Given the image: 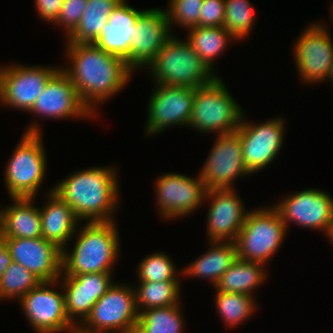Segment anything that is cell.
Here are the masks:
<instances>
[{
  "mask_svg": "<svg viewBox=\"0 0 333 333\" xmlns=\"http://www.w3.org/2000/svg\"><path fill=\"white\" fill-rule=\"evenodd\" d=\"M65 43L63 56L68 62L60 69L72 81L82 102L96 116L99 105L101 107L105 101L122 92L134 72L123 58L105 52L94 43Z\"/></svg>",
  "mask_w": 333,
  "mask_h": 333,
  "instance_id": "obj_1",
  "label": "cell"
},
{
  "mask_svg": "<svg viewBox=\"0 0 333 333\" xmlns=\"http://www.w3.org/2000/svg\"><path fill=\"white\" fill-rule=\"evenodd\" d=\"M114 166L95 165L74 171L58 180L53 191L72 208L81 222L115 221L121 199L119 171Z\"/></svg>",
  "mask_w": 333,
  "mask_h": 333,
  "instance_id": "obj_2",
  "label": "cell"
},
{
  "mask_svg": "<svg viewBox=\"0 0 333 333\" xmlns=\"http://www.w3.org/2000/svg\"><path fill=\"white\" fill-rule=\"evenodd\" d=\"M116 222H84L83 226L79 225L72 237L75 238L73 250L69 245L62 250L61 276L113 273L121 247Z\"/></svg>",
  "mask_w": 333,
  "mask_h": 333,
  "instance_id": "obj_3",
  "label": "cell"
},
{
  "mask_svg": "<svg viewBox=\"0 0 333 333\" xmlns=\"http://www.w3.org/2000/svg\"><path fill=\"white\" fill-rule=\"evenodd\" d=\"M5 167L9 198H37L47 174V156L40 124L29 123Z\"/></svg>",
  "mask_w": 333,
  "mask_h": 333,
  "instance_id": "obj_4",
  "label": "cell"
},
{
  "mask_svg": "<svg viewBox=\"0 0 333 333\" xmlns=\"http://www.w3.org/2000/svg\"><path fill=\"white\" fill-rule=\"evenodd\" d=\"M173 34L146 67L154 83L191 87L213 82L215 75L186 39Z\"/></svg>",
  "mask_w": 333,
  "mask_h": 333,
  "instance_id": "obj_5",
  "label": "cell"
},
{
  "mask_svg": "<svg viewBox=\"0 0 333 333\" xmlns=\"http://www.w3.org/2000/svg\"><path fill=\"white\" fill-rule=\"evenodd\" d=\"M245 112L219 76L195 88L189 126L201 133L226 134L237 131Z\"/></svg>",
  "mask_w": 333,
  "mask_h": 333,
  "instance_id": "obj_6",
  "label": "cell"
},
{
  "mask_svg": "<svg viewBox=\"0 0 333 333\" xmlns=\"http://www.w3.org/2000/svg\"><path fill=\"white\" fill-rule=\"evenodd\" d=\"M270 205L249 209L235 240L239 259L266 265L284 243L289 229Z\"/></svg>",
  "mask_w": 333,
  "mask_h": 333,
  "instance_id": "obj_7",
  "label": "cell"
},
{
  "mask_svg": "<svg viewBox=\"0 0 333 333\" xmlns=\"http://www.w3.org/2000/svg\"><path fill=\"white\" fill-rule=\"evenodd\" d=\"M132 286L115 281L79 328L86 333H135L139 314Z\"/></svg>",
  "mask_w": 333,
  "mask_h": 333,
  "instance_id": "obj_8",
  "label": "cell"
},
{
  "mask_svg": "<svg viewBox=\"0 0 333 333\" xmlns=\"http://www.w3.org/2000/svg\"><path fill=\"white\" fill-rule=\"evenodd\" d=\"M324 21L305 26L293 45L294 63L302 84L324 83L333 64V39Z\"/></svg>",
  "mask_w": 333,
  "mask_h": 333,
  "instance_id": "obj_9",
  "label": "cell"
},
{
  "mask_svg": "<svg viewBox=\"0 0 333 333\" xmlns=\"http://www.w3.org/2000/svg\"><path fill=\"white\" fill-rule=\"evenodd\" d=\"M284 120L282 116H276L258 124L247 120L244 114L237 131L240 134L243 161L251 175L271 165L280 155L287 130V122Z\"/></svg>",
  "mask_w": 333,
  "mask_h": 333,
  "instance_id": "obj_10",
  "label": "cell"
},
{
  "mask_svg": "<svg viewBox=\"0 0 333 333\" xmlns=\"http://www.w3.org/2000/svg\"><path fill=\"white\" fill-rule=\"evenodd\" d=\"M18 304L36 333H68L75 328L66 315L64 293L59 280L40 282L22 296Z\"/></svg>",
  "mask_w": 333,
  "mask_h": 333,
  "instance_id": "obj_11",
  "label": "cell"
},
{
  "mask_svg": "<svg viewBox=\"0 0 333 333\" xmlns=\"http://www.w3.org/2000/svg\"><path fill=\"white\" fill-rule=\"evenodd\" d=\"M155 204L160 218L172 220L194 214L203 206L206 189L200 175L166 172L154 181Z\"/></svg>",
  "mask_w": 333,
  "mask_h": 333,
  "instance_id": "obj_12",
  "label": "cell"
},
{
  "mask_svg": "<svg viewBox=\"0 0 333 333\" xmlns=\"http://www.w3.org/2000/svg\"><path fill=\"white\" fill-rule=\"evenodd\" d=\"M287 194L272 203L285 226L294 223L302 228L323 232L327 237L333 224V197L324 190L308 188Z\"/></svg>",
  "mask_w": 333,
  "mask_h": 333,
  "instance_id": "obj_13",
  "label": "cell"
},
{
  "mask_svg": "<svg viewBox=\"0 0 333 333\" xmlns=\"http://www.w3.org/2000/svg\"><path fill=\"white\" fill-rule=\"evenodd\" d=\"M60 69L20 63L0 67V104L29 112L49 79Z\"/></svg>",
  "mask_w": 333,
  "mask_h": 333,
  "instance_id": "obj_14",
  "label": "cell"
},
{
  "mask_svg": "<svg viewBox=\"0 0 333 333\" xmlns=\"http://www.w3.org/2000/svg\"><path fill=\"white\" fill-rule=\"evenodd\" d=\"M202 168L199 171L205 189H234L238 178L251 177L242 153L240 134L238 131L216 134Z\"/></svg>",
  "mask_w": 333,
  "mask_h": 333,
  "instance_id": "obj_15",
  "label": "cell"
},
{
  "mask_svg": "<svg viewBox=\"0 0 333 333\" xmlns=\"http://www.w3.org/2000/svg\"><path fill=\"white\" fill-rule=\"evenodd\" d=\"M153 88L148 101L144 133L153 137L176 125L188 127L195 89L156 83Z\"/></svg>",
  "mask_w": 333,
  "mask_h": 333,
  "instance_id": "obj_16",
  "label": "cell"
},
{
  "mask_svg": "<svg viewBox=\"0 0 333 333\" xmlns=\"http://www.w3.org/2000/svg\"><path fill=\"white\" fill-rule=\"evenodd\" d=\"M238 194L235 188L206 190V242H235L249 212Z\"/></svg>",
  "mask_w": 333,
  "mask_h": 333,
  "instance_id": "obj_17",
  "label": "cell"
},
{
  "mask_svg": "<svg viewBox=\"0 0 333 333\" xmlns=\"http://www.w3.org/2000/svg\"><path fill=\"white\" fill-rule=\"evenodd\" d=\"M41 119H92L95 115L82 102L69 77L59 69L46 83L28 112Z\"/></svg>",
  "mask_w": 333,
  "mask_h": 333,
  "instance_id": "obj_18",
  "label": "cell"
},
{
  "mask_svg": "<svg viewBox=\"0 0 333 333\" xmlns=\"http://www.w3.org/2000/svg\"><path fill=\"white\" fill-rule=\"evenodd\" d=\"M135 25L136 33L131 39L130 56L125 60L133 72L146 69L173 35L164 8L144 9L138 15Z\"/></svg>",
  "mask_w": 333,
  "mask_h": 333,
  "instance_id": "obj_19",
  "label": "cell"
},
{
  "mask_svg": "<svg viewBox=\"0 0 333 333\" xmlns=\"http://www.w3.org/2000/svg\"><path fill=\"white\" fill-rule=\"evenodd\" d=\"M111 274L113 273H88L59 277L64 293L65 312L75 327L85 321L97 300L113 285L114 278Z\"/></svg>",
  "mask_w": 333,
  "mask_h": 333,
  "instance_id": "obj_20",
  "label": "cell"
},
{
  "mask_svg": "<svg viewBox=\"0 0 333 333\" xmlns=\"http://www.w3.org/2000/svg\"><path fill=\"white\" fill-rule=\"evenodd\" d=\"M13 262L19 263L41 282L61 276L62 250L54 243L39 238H4Z\"/></svg>",
  "mask_w": 333,
  "mask_h": 333,
  "instance_id": "obj_21",
  "label": "cell"
},
{
  "mask_svg": "<svg viewBox=\"0 0 333 333\" xmlns=\"http://www.w3.org/2000/svg\"><path fill=\"white\" fill-rule=\"evenodd\" d=\"M45 193L46 204L39 207L42 237L63 250L72 242V237L82 222L75 216L72 208L53 191V188Z\"/></svg>",
  "mask_w": 333,
  "mask_h": 333,
  "instance_id": "obj_22",
  "label": "cell"
},
{
  "mask_svg": "<svg viewBox=\"0 0 333 333\" xmlns=\"http://www.w3.org/2000/svg\"><path fill=\"white\" fill-rule=\"evenodd\" d=\"M143 10L128 5L127 0H122L109 15L94 44L105 52L126 60L130 56L132 36L136 33V20Z\"/></svg>",
  "mask_w": 333,
  "mask_h": 333,
  "instance_id": "obj_23",
  "label": "cell"
},
{
  "mask_svg": "<svg viewBox=\"0 0 333 333\" xmlns=\"http://www.w3.org/2000/svg\"><path fill=\"white\" fill-rule=\"evenodd\" d=\"M207 250L181 269L182 276L209 280L215 287L221 276L238 259L235 242L208 241Z\"/></svg>",
  "mask_w": 333,
  "mask_h": 333,
  "instance_id": "obj_24",
  "label": "cell"
},
{
  "mask_svg": "<svg viewBox=\"0 0 333 333\" xmlns=\"http://www.w3.org/2000/svg\"><path fill=\"white\" fill-rule=\"evenodd\" d=\"M10 199L12 204L3 207L1 237L30 239L42 237L39 207L33 204L36 198Z\"/></svg>",
  "mask_w": 333,
  "mask_h": 333,
  "instance_id": "obj_25",
  "label": "cell"
},
{
  "mask_svg": "<svg viewBox=\"0 0 333 333\" xmlns=\"http://www.w3.org/2000/svg\"><path fill=\"white\" fill-rule=\"evenodd\" d=\"M266 265L237 259L221 276L214 289L226 293L254 294L267 281Z\"/></svg>",
  "mask_w": 333,
  "mask_h": 333,
  "instance_id": "obj_26",
  "label": "cell"
},
{
  "mask_svg": "<svg viewBox=\"0 0 333 333\" xmlns=\"http://www.w3.org/2000/svg\"><path fill=\"white\" fill-rule=\"evenodd\" d=\"M187 30L188 35L185 39L213 72H216L215 59L222 55L226 48H228L229 43H232L233 41L237 42V40L223 26H194Z\"/></svg>",
  "mask_w": 333,
  "mask_h": 333,
  "instance_id": "obj_27",
  "label": "cell"
},
{
  "mask_svg": "<svg viewBox=\"0 0 333 333\" xmlns=\"http://www.w3.org/2000/svg\"><path fill=\"white\" fill-rule=\"evenodd\" d=\"M122 0H87L81 20L66 42L94 43L107 23L109 15Z\"/></svg>",
  "mask_w": 333,
  "mask_h": 333,
  "instance_id": "obj_28",
  "label": "cell"
},
{
  "mask_svg": "<svg viewBox=\"0 0 333 333\" xmlns=\"http://www.w3.org/2000/svg\"><path fill=\"white\" fill-rule=\"evenodd\" d=\"M182 309L179 303L142 311L135 333H183L186 322Z\"/></svg>",
  "mask_w": 333,
  "mask_h": 333,
  "instance_id": "obj_29",
  "label": "cell"
},
{
  "mask_svg": "<svg viewBox=\"0 0 333 333\" xmlns=\"http://www.w3.org/2000/svg\"><path fill=\"white\" fill-rule=\"evenodd\" d=\"M214 291L216 312L227 328L242 325L256 312L258 305L254 296Z\"/></svg>",
  "mask_w": 333,
  "mask_h": 333,
  "instance_id": "obj_30",
  "label": "cell"
},
{
  "mask_svg": "<svg viewBox=\"0 0 333 333\" xmlns=\"http://www.w3.org/2000/svg\"><path fill=\"white\" fill-rule=\"evenodd\" d=\"M138 284L133 286L138 314L149 308L181 303V282H138Z\"/></svg>",
  "mask_w": 333,
  "mask_h": 333,
  "instance_id": "obj_31",
  "label": "cell"
},
{
  "mask_svg": "<svg viewBox=\"0 0 333 333\" xmlns=\"http://www.w3.org/2000/svg\"><path fill=\"white\" fill-rule=\"evenodd\" d=\"M136 268L137 282H182L179 279L182 271L176 268L173 259L164 252L156 251L146 255Z\"/></svg>",
  "mask_w": 333,
  "mask_h": 333,
  "instance_id": "obj_32",
  "label": "cell"
},
{
  "mask_svg": "<svg viewBox=\"0 0 333 333\" xmlns=\"http://www.w3.org/2000/svg\"><path fill=\"white\" fill-rule=\"evenodd\" d=\"M249 0H225L223 27L237 40L246 39L255 26L256 12Z\"/></svg>",
  "mask_w": 333,
  "mask_h": 333,
  "instance_id": "obj_33",
  "label": "cell"
},
{
  "mask_svg": "<svg viewBox=\"0 0 333 333\" xmlns=\"http://www.w3.org/2000/svg\"><path fill=\"white\" fill-rule=\"evenodd\" d=\"M41 281L30 271L16 262H12L0 277V301L19 300Z\"/></svg>",
  "mask_w": 333,
  "mask_h": 333,
  "instance_id": "obj_34",
  "label": "cell"
},
{
  "mask_svg": "<svg viewBox=\"0 0 333 333\" xmlns=\"http://www.w3.org/2000/svg\"><path fill=\"white\" fill-rule=\"evenodd\" d=\"M166 7L170 28L189 29L198 26L203 0H169Z\"/></svg>",
  "mask_w": 333,
  "mask_h": 333,
  "instance_id": "obj_35",
  "label": "cell"
},
{
  "mask_svg": "<svg viewBox=\"0 0 333 333\" xmlns=\"http://www.w3.org/2000/svg\"><path fill=\"white\" fill-rule=\"evenodd\" d=\"M86 5L87 0H64L60 14L53 25L60 26L67 38L78 26Z\"/></svg>",
  "mask_w": 333,
  "mask_h": 333,
  "instance_id": "obj_36",
  "label": "cell"
},
{
  "mask_svg": "<svg viewBox=\"0 0 333 333\" xmlns=\"http://www.w3.org/2000/svg\"><path fill=\"white\" fill-rule=\"evenodd\" d=\"M224 16L225 0H203L198 26L222 27Z\"/></svg>",
  "mask_w": 333,
  "mask_h": 333,
  "instance_id": "obj_37",
  "label": "cell"
},
{
  "mask_svg": "<svg viewBox=\"0 0 333 333\" xmlns=\"http://www.w3.org/2000/svg\"><path fill=\"white\" fill-rule=\"evenodd\" d=\"M64 0H34V7L37 11V16L41 20L50 23L51 25L56 21L60 14Z\"/></svg>",
  "mask_w": 333,
  "mask_h": 333,
  "instance_id": "obj_38",
  "label": "cell"
},
{
  "mask_svg": "<svg viewBox=\"0 0 333 333\" xmlns=\"http://www.w3.org/2000/svg\"><path fill=\"white\" fill-rule=\"evenodd\" d=\"M12 262L13 260L6 241L3 237H0V277Z\"/></svg>",
  "mask_w": 333,
  "mask_h": 333,
  "instance_id": "obj_39",
  "label": "cell"
},
{
  "mask_svg": "<svg viewBox=\"0 0 333 333\" xmlns=\"http://www.w3.org/2000/svg\"><path fill=\"white\" fill-rule=\"evenodd\" d=\"M328 241L332 244L333 246V224L331 225L330 232L328 233L327 237Z\"/></svg>",
  "mask_w": 333,
  "mask_h": 333,
  "instance_id": "obj_40",
  "label": "cell"
},
{
  "mask_svg": "<svg viewBox=\"0 0 333 333\" xmlns=\"http://www.w3.org/2000/svg\"><path fill=\"white\" fill-rule=\"evenodd\" d=\"M3 206L0 205V237L2 234Z\"/></svg>",
  "mask_w": 333,
  "mask_h": 333,
  "instance_id": "obj_41",
  "label": "cell"
},
{
  "mask_svg": "<svg viewBox=\"0 0 333 333\" xmlns=\"http://www.w3.org/2000/svg\"><path fill=\"white\" fill-rule=\"evenodd\" d=\"M329 81L330 80V82L332 83V85H333V64H332V68H331V70H330V72H329V75H328V77H327V79H326V81ZM333 87V86H332Z\"/></svg>",
  "mask_w": 333,
  "mask_h": 333,
  "instance_id": "obj_42",
  "label": "cell"
},
{
  "mask_svg": "<svg viewBox=\"0 0 333 333\" xmlns=\"http://www.w3.org/2000/svg\"><path fill=\"white\" fill-rule=\"evenodd\" d=\"M68 333H86V332L82 331L79 327H75L71 329Z\"/></svg>",
  "mask_w": 333,
  "mask_h": 333,
  "instance_id": "obj_43",
  "label": "cell"
},
{
  "mask_svg": "<svg viewBox=\"0 0 333 333\" xmlns=\"http://www.w3.org/2000/svg\"><path fill=\"white\" fill-rule=\"evenodd\" d=\"M328 9H330V13H329L331 15L330 19H331V23H333V2L330 3V7Z\"/></svg>",
  "mask_w": 333,
  "mask_h": 333,
  "instance_id": "obj_44",
  "label": "cell"
}]
</instances>
